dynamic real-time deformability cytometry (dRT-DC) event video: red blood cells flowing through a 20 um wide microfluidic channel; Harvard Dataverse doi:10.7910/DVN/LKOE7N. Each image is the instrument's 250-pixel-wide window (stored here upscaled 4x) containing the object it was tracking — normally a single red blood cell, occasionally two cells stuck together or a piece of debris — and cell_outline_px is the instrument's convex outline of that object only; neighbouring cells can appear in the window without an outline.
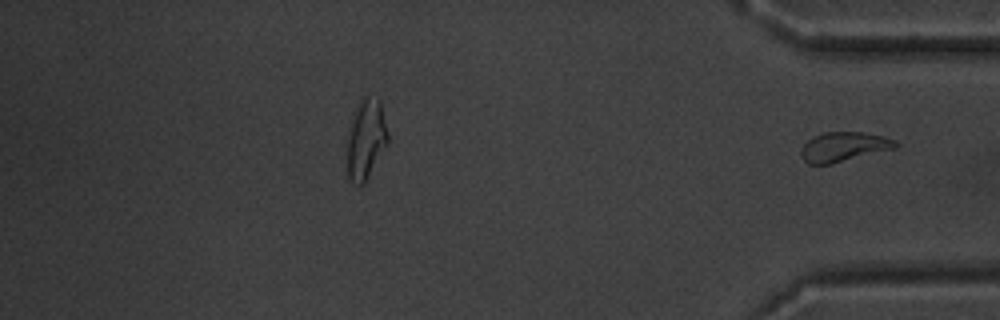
{"species": "common noctule bat (a hibernating species)", "species_latin": "Nyctalus noctula", "temperature_condition": "warm", "stored_images_in_passage": 39, "segment_of_instrument_passage": [2, 2], "camera_frame_rate_fps": 3000, "um_per_image_px": 0.085, "animal": {"sex": "male", "body_mass_g": 20.1, "forearm_length_mm": 53.5}, "frame": {"image": 1, "passage_image": 39, "time_ms": 12.667, "image_size_px": [1000, 320], "cell_outline_px": [[900, 144], [896, 148], [832, 164], [808, 164], [800, 156], [800, 148], [812, 136], [824, 132], [864, 132], [884, 136], [896, 140]], "centroid_in_image_um": [71.72, 12.47], "position_along_channel_um": 363.5, "area_um2": 16.53}}